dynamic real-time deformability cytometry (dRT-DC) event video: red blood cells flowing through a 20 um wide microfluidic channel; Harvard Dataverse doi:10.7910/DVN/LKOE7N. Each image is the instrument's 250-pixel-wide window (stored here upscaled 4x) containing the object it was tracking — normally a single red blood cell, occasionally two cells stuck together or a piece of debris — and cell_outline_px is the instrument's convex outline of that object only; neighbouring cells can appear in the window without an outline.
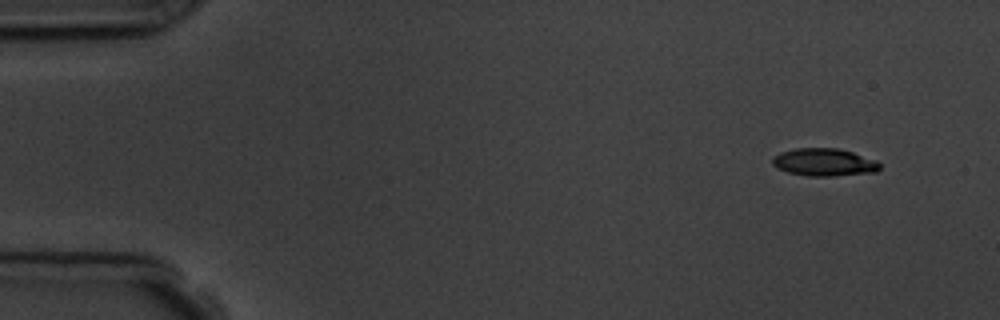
{"species": "common noctule bat (a hibernating species)", "species_latin": "Nyctalus noctula", "temperature_condition": "room temperature", "stored_images_in_passage": 5, "segment_of_instrument_passage": [1, 2], "camera_frame_rate_fps": 3000, "um_per_image_px": 0.085, "animal": {"sex": "male", "body_mass_g": 19.5, "forearm_length_mm": 54.6}, "frame": {"image": 1, "passage_image": 1, "time_ms": 0.0, "image_size_px": [1000, 320], "cell_outline_px": [[880, 168], [876, 172], [832, 176], [808, 176], [788, 172], [776, 168], [772, 164], [772, 156], [780, 152], [796, 148], [840, 148], [876, 160], [880, 164]], "centroid_in_image_um": [70.03, 13.79], "position_along_channel_um": 15.0, "area_um2": 17.4}}
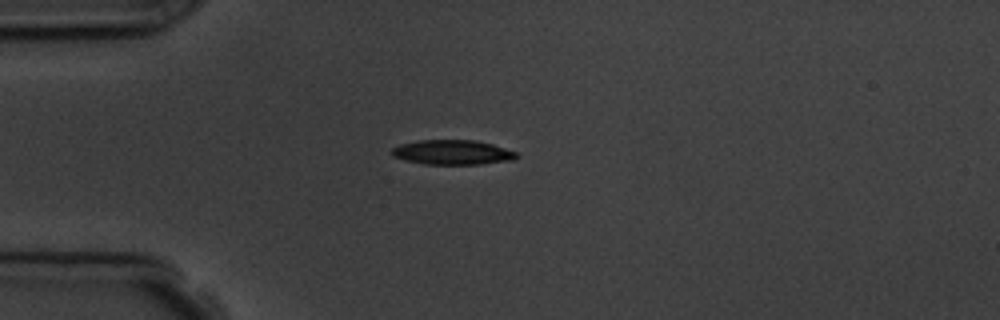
{"frame": {"image": 2, "passage_image": 4, "time_ms": 3.333, "image_size_px": [1000, 320], "cell_outline_px": [[520, 156], [512, 160], [480, 164], [424, 164], [404, 160], [392, 156], [388, 152], [392, 148], [400, 144], [420, 140], [476, 140], [492, 144], [516, 152]], "centroid_in_image_um": [38.42, 12.95], "position_along_channel_um": 46.6, "area_um2": 18.03}}